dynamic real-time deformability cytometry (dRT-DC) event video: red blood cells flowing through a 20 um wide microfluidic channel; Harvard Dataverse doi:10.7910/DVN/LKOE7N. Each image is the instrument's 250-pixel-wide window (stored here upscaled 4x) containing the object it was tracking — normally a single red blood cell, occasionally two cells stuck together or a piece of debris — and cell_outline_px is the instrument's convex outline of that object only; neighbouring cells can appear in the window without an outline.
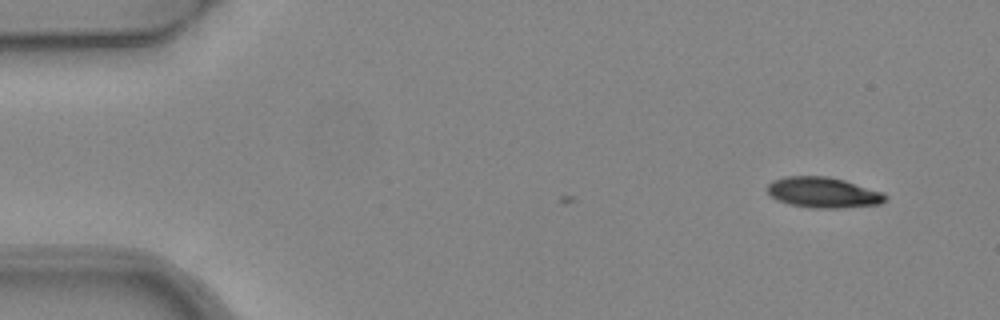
{"species": "common noctule bat (a hibernating species)", "species_latin": "Nyctalus noctula", "temperature_condition": "warm", "stored_images_in_passage": 2, "camera_frame_rate_fps": 3000, "um_per_image_px": 0.085, "animal": {"sex": "female", "body_mass_g": 24.6, "forearm_length_mm": 56.2}, "frame": {"image": 1, "passage_image": 2, "time_ms": 0.333, "image_size_px": [1000, 320], "cell_outline_px": [[888, 200], [880, 204], [840, 208], [816, 208], [788, 204], [776, 200], [768, 192], [768, 184], [772, 180], [784, 176], [828, 176], [844, 180], [884, 192], [888, 196]], "centroid_in_image_um": [70.0, 16.36], "position_along_channel_um": 15.0, "area_um2": 21.21}}